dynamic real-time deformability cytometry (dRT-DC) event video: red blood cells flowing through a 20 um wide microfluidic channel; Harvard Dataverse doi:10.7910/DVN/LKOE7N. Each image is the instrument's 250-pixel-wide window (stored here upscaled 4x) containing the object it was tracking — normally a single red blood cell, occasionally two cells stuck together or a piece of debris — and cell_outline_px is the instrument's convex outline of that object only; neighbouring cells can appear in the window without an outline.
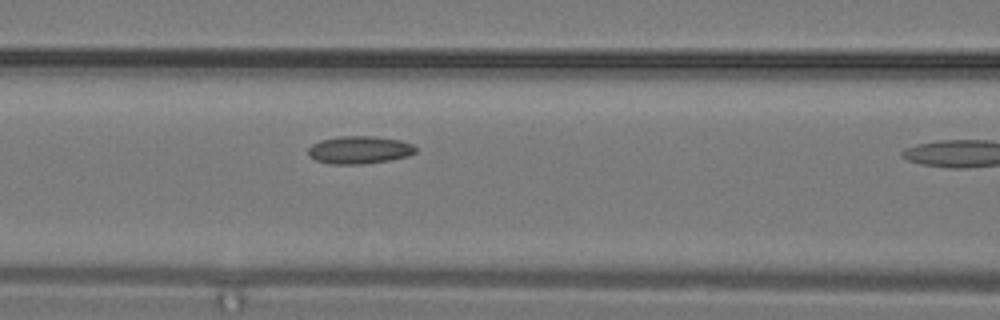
{"species": "common noctule bat (a hibernating species)", "species_latin": "Nyctalus noctula", "temperature_condition": "warm", "stored_images_in_passage": 5, "segment_of_instrument_passage": [1, 2], "camera_frame_rate_fps": 3000, "um_per_image_px": 0.085, "animal": {"sex": "male", "body_mass_g": 19.2, "forearm_length_mm": 51.8}, "frame": {"image": 1, "passage_image": 4, "time_ms": 1.0, "image_size_px": [1000, 320], "cell_outline_px": [[416, 152], [408, 156], [388, 160], [364, 164], [332, 164], [316, 160], [308, 156], [308, 148], [312, 144], [320, 140], [340, 136], [376, 136], [400, 140], [412, 144], [416, 148]], "centroid_in_image_um": [30.54, 12.74], "position_along_channel_um": 136.1, "area_um2": 17.4}}